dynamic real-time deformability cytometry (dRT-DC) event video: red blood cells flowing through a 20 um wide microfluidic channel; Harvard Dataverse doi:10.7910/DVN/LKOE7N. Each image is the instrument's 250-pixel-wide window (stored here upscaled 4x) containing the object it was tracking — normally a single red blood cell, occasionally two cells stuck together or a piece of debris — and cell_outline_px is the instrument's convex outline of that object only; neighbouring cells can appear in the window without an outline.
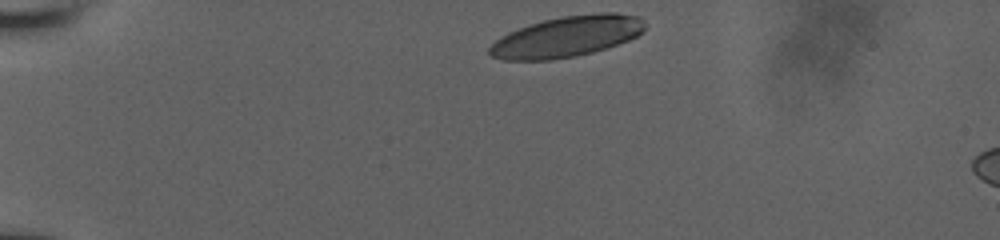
{"species": "human", "species_latin": "Homo sapiens", "temperature_condition": "room temperature", "stored_images_in_passage": 35, "camera_frame_rate_fps": 3000, "um_per_image_px": 0.085, "donor": {"sex": "male"}, "frame": {"image": 1, "passage_image": 1, "time_ms": 0.0, "image_size_px": [1000, 240], "cell_outline_px": [[644, 32], [628, 40], [592, 52], [576, 56], [552, 60], [504, 60], [492, 56], [488, 52], [488, 48], [500, 36], [508, 32], [528, 24], [560, 16], [600, 12], [616, 12], [640, 16], [644, 20]], "centroid_in_image_um": [48.18, 3.09], "position_along_channel_um": 36.8, "area_um2": 37.17}}
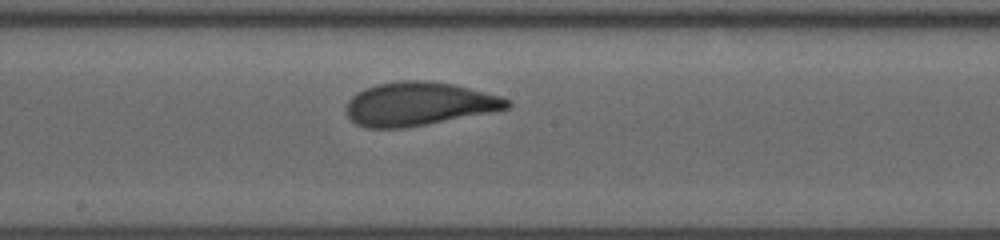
{"frame": {"image": 2, "passage_image": 20, "time_ms": 6.333, "image_size_px": [1000, 240], "cell_outline_px": [[512, 104], [508, 108], [492, 112], [404, 128], [368, 128], [356, 124], [348, 116], [344, 108], [348, 100], [356, 92], [364, 88], [376, 84], [400, 80], [428, 80], [452, 84], [500, 96], [508, 100]], "centroid_in_image_um": [35.54, 8.83], "position_along_channel_um": 212.7, "area_um2": 40.81}}
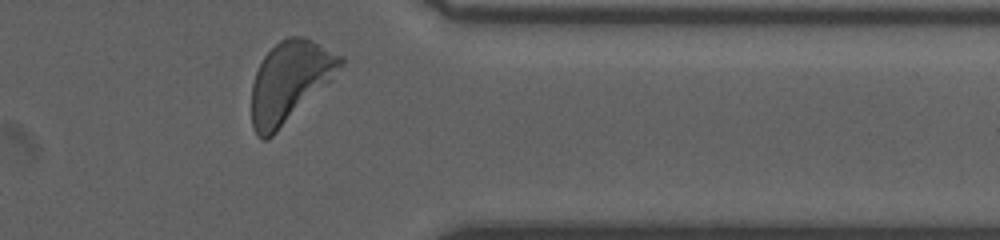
{"frame": {"image": 3, "passage_image": 34, "time_ms": 11.0, "image_size_px": [1000, 240], "cell_outline_px": [[344, 64], [332, 80], [328, 84], [268, 140], [260, 140], [256, 136], [252, 124], [252, 84], [256, 72], [264, 56], [280, 40], [288, 36], [304, 36], [344, 56]], "centroid_in_image_um": [24.65, 6.94], "position_along_channel_um": 386.8, "area_um2": 41.85}, "authors_computed_cell_mechanics": {"area_um2": 40.0554, "velocity_mm_per_s": 3.8811, "shape_relaxation_time_tau1_ms": 4.6308, "shape_relaxation_time_tau2_ms": 0.9802, "deformation_change_tau1": 0.1675, "deformation_change_tau2": 0.0797}}